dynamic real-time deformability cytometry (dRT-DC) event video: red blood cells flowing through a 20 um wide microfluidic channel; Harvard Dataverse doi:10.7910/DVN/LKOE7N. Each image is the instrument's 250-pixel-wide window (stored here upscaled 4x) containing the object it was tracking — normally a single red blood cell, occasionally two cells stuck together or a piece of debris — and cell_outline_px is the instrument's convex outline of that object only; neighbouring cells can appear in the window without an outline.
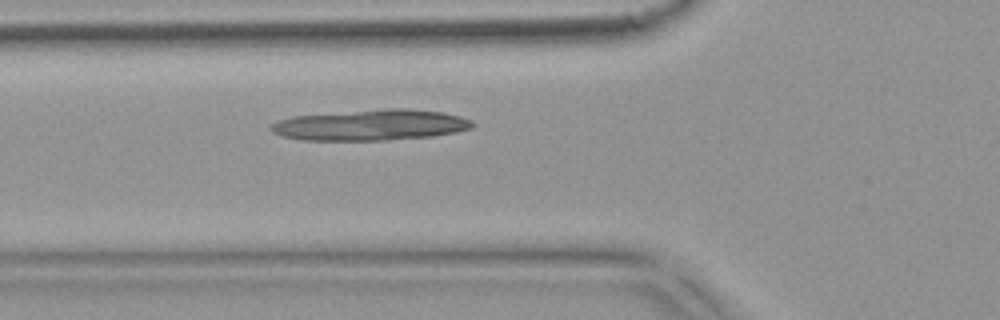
{"species": "common noctule bat (a hibernating species)", "species_latin": "Nyctalus noctula", "temperature_condition": "warm", "stored_images_in_passage": 5, "camera_frame_rate_fps": 3000, "um_per_image_px": 0.085, "animal": {"sex": "female", "body_mass_g": 18.4}, "frame": {"image": 1, "passage_image": 5, "time_ms": 1.333, "image_size_px": [1000, 320], "cell_outline_px": [[476, 124], [472, 128], [456, 132], [432, 136], [388, 140], [300, 140], [280, 136], [272, 132], [268, 128], [272, 124], [280, 120], [292, 116], [384, 108], [408, 108], [444, 112], [460, 116], [472, 120]], "centroid_in_image_um": [31.53, 10.62], "position_along_channel_um": 94.3, "area_um2": 36.59}}